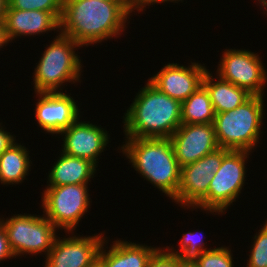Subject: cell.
I'll list each match as a JSON object with an SVG mask.
<instances>
[{
    "label": "cell",
    "instance_id": "13",
    "mask_svg": "<svg viewBox=\"0 0 267 267\" xmlns=\"http://www.w3.org/2000/svg\"><path fill=\"white\" fill-rule=\"evenodd\" d=\"M207 70L206 66L196 61H191L187 67L169 62L147 81L182 103L202 85Z\"/></svg>",
    "mask_w": 267,
    "mask_h": 267
},
{
    "label": "cell",
    "instance_id": "34",
    "mask_svg": "<svg viewBox=\"0 0 267 267\" xmlns=\"http://www.w3.org/2000/svg\"><path fill=\"white\" fill-rule=\"evenodd\" d=\"M88 267H104V263L97 257Z\"/></svg>",
    "mask_w": 267,
    "mask_h": 267
},
{
    "label": "cell",
    "instance_id": "26",
    "mask_svg": "<svg viewBox=\"0 0 267 267\" xmlns=\"http://www.w3.org/2000/svg\"><path fill=\"white\" fill-rule=\"evenodd\" d=\"M180 257L160 247L149 260L147 267H179Z\"/></svg>",
    "mask_w": 267,
    "mask_h": 267
},
{
    "label": "cell",
    "instance_id": "4",
    "mask_svg": "<svg viewBox=\"0 0 267 267\" xmlns=\"http://www.w3.org/2000/svg\"><path fill=\"white\" fill-rule=\"evenodd\" d=\"M57 34L51 44H46V50L36 63L33 73L35 93L61 92L68 82L81 83L83 64L76 50L82 46L60 32Z\"/></svg>",
    "mask_w": 267,
    "mask_h": 267
},
{
    "label": "cell",
    "instance_id": "28",
    "mask_svg": "<svg viewBox=\"0 0 267 267\" xmlns=\"http://www.w3.org/2000/svg\"><path fill=\"white\" fill-rule=\"evenodd\" d=\"M5 129L6 127L4 128L0 123V155L17 141L15 138L16 136Z\"/></svg>",
    "mask_w": 267,
    "mask_h": 267
},
{
    "label": "cell",
    "instance_id": "31",
    "mask_svg": "<svg viewBox=\"0 0 267 267\" xmlns=\"http://www.w3.org/2000/svg\"><path fill=\"white\" fill-rule=\"evenodd\" d=\"M8 8V0H0V22H4Z\"/></svg>",
    "mask_w": 267,
    "mask_h": 267
},
{
    "label": "cell",
    "instance_id": "9",
    "mask_svg": "<svg viewBox=\"0 0 267 267\" xmlns=\"http://www.w3.org/2000/svg\"><path fill=\"white\" fill-rule=\"evenodd\" d=\"M216 73L223 80L246 89L252 95H264L267 71L262 57L250 50L225 49ZM255 53V54H254Z\"/></svg>",
    "mask_w": 267,
    "mask_h": 267
},
{
    "label": "cell",
    "instance_id": "3",
    "mask_svg": "<svg viewBox=\"0 0 267 267\" xmlns=\"http://www.w3.org/2000/svg\"><path fill=\"white\" fill-rule=\"evenodd\" d=\"M125 140L120 152L129 159L135 171L173 200L180 185L181 167L175 157L171 139L126 138Z\"/></svg>",
    "mask_w": 267,
    "mask_h": 267
},
{
    "label": "cell",
    "instance_id": "18",
    "mask_svg": "<svg viewBox=\"0 0 267 267\" xmlns=\"http://www.w3.org/2000/svg\"><path fill=\"white\" fill-rule=\"evenodd\" d=\"M48 172L47 186L89 184L97 172V166L88 159L67 155L63 152ZM89 181V182H88Z\"/></svg>",
    "mask_w": 267,
    "mask_h": 267
},
{
    "label": "cell",
    "instance_id": "23",
    "mask_svg": "<svg viewBox=\"0 0 267 267\" xmlns=\"http://www.w3.org/2000/svg\"><path fill=\"white\" fill-rule=\"evenodd\" d=\"M232 250L224 245L204 251L194 262L198 267H234Z\"/></svg>",
    "mask_w": 267,
    "mask_h": 267
},
{
    "label": "cell",
    "instance_id": "22",
    "mask_svg": "<svg viewBox=\"0 0 267 267\" xmlns=\"http://www.w3.org/2000/svg\"><path fill=\"white\" fill-rule=\"evenodd\" d=\"M203 234V232H198V230L193 232L188 231L180 238L178 250L174 247L170 249V245L166 246V249L171 254L179 256L182 261H195L204 251L211 250V248L205 246L206 243L203 240Z\"/></svg>",
    "mask_w": 267,
    "mask_h": 267
},
{
    "label": "cell",
    "instance_id": "17",
    "mask_svg": "<svg viewBox=\"0 0 267 267\" xmlns=\"http://www.w3.org/2000/svg\"><path fill=\"white\" fill-rule=\"evenodd\" d=\"M107 241L105 238L98 253L104 267H147L152 255L160 248L120 239L108 247Z\"/></svg>",
    "mask_w": 267,
    "mask_h": 267
},
{
    "label": "cell",
    "instance_id": "30",
    "mask_svg": "<svg viewBox=\"0 0 267 267\" xmlns=\"http://www.w3.org/2000/svg\"><path fill=\"white\" fill-rule=\"evenodd\" d=\"M8 43L9 41L6 37L4 22H0V50H2V47L7 46Z\"/></svg>",
    "mask_w": 267,
    "mask_h": 267
},
{
    "label": "cell",
    "instance_id": "1",
    "mask_svg": "<svg viewBox=\"0 0 267 267\" xmlns=\"http://www.w3.org/2000/svg\"><path fill=\"white\" fill-rule=\"evenodd\" d=\"M132 12L123 0H63L60 33L82 47L93 46L121 36Z\"/></svg>",
    "mask_w": 267,
    "mask_h": 267
},
{
    "label": "cell",
    "instance_id": "7",
    "mask_svg": "<svg viewBox=\"0 0 267 267\" xmlns=\"http://www.w3.org/2000/svg\"><path fill=\"white\" fill-rule=\"evenodd\" d=\"M4 227L10 249L15 258L28 254H48L58 235L57 228L44 214H14L4 219L0 218Z\"/></svg>",
    "mask_w": 267,
    "mask_h": 267
},
{
    "label": "cell",
    "instance_id": "33",
    "mask_svg": "<svg viewBox=\"0 0 267 267\" xmlns=\"http://www.w3.org/2000/svg\"><path fill=\"white\" fill-rule=\"evenodd\" d=\"M179 267H198L194 261H182L180 259V266Z\"/></svg>",
    "mask_w": 267,
    "mask_h": 267
},
{
    "label": "cell",
    "instance_id": "11",
    "mask_svg": "<svg viewBox=\"0 0 267 267\" xmlns=\"http://www.w3.org/2000/svg\"><path fill=\"white\" fill-rule=\"evenodd\" d=\"M66 233L72 234L62 239L57 236L45 255L44 267H88L98 257L105 232L94 236H77L74 231Z\"/></svg>",
    "mask_w": 267,
    "mask_h": 267
},
{
    "label": "cell",
    "instance_id": "19",
    "mask_svg": "<svg viewBox=\"0 0 267 267\" xmlns=\"http://www.w3.org/2000/svg\"><path fill=\"white\" fill-rule=\"evenodd\" d=\"M212 75L208 69L202 85L208 91L215 114L234 110L252 96L246 89L223 80L220 76L217 77V73V80Z\"/></svg>",
    "mask_w": 267,
    "mask_h": 267
},
{
    "label": "cell",
    "instance_id": "12",
    "mask_svg": "<svg viewBox=\"0 0 267 267\" xmlns=\"http://www.w3.org/2000/svg\"><path fill=\"white\" fill-rule=\"evenodd\" d=\"M35 118L46 133L60 134L81 116L77 101L64 92L35 93Z\"/></svg>",
    "mask_w": 267,
    "mask_h": 267
},
{
    "label": "cell",
    "instance_id": "15",
    "mask_svg": "<svg viewBox=\"0 0 267 267\" xmlns=\"http://www.w3.org/2000/svg\"><path fill=\"white\" fill-rule=\"evenodd\" d=\"M170 139L180 167L219 148L213 123L182 124Z\"/></svg>",
    "mask_w": 267,
    "mask_h": 267
},
{
    "label": "cell",
    "instance_id": "5",
    "mask_svg": "<svg viewBox=\"0 0 267 267\" xmlns=\"http://www.w3.org/2000/svg\"><path fill=\"white\" fill-rule=\"evenodd\" d=\"M264 96L252 95L234 110L218 113L213 122L219 147L252 151L260 141Z\"/></svg>",
    "mask_w": 267,
    "mask_h": 267
},
{
    "label": "cell",
    "instance_id": "6",
    "mask_svg": "<svg viewBox=\"0 0 267 267\" xmlns=\"http://www.w3.org/2000/svg\"><path fill=\"white\" fill-rule=\"evenodd\" d=\"M250 151L230 150L222 159L220 168L214 173L207 197L196 207L212 215L225 214L226 210L239 199L245 185L247 159ZM246 162V163H245ZM216 213V214H215Z\"/></svg>",
    "mask_w": 267,
    "mask_h": 267
},
{
    "label": "cell",
    "instance_id": "14",
    "mask_svg": "<svg viewBox=\"0 0 267 267\" xmlns=\"http://www.w3.org/2000/svg\"><path fill=\"white\" fill-rule=\"evenodd\" d=\"M109 133L104 128L97 126L80 118L68 129L60 133L63 137L62 152L90 160L97 167L100 154L104 152L110 142Z\"/></svg>",
    "mask_w": 267,
    "mask_h": 267
},
{
    "label": "cell",
    "instance_id": "16",
    "mask_svg": "<svg viewBox=\"0 0 267 267\" xmlns=\"http://www.w3.org/2000/svg\"><path fill=\"white\" fill-rule=\"evenodd\" d=\"M4 26L10 43L19 36H38L55 30L60 32V20L53 13L41 10L7 9Z\"/></svg>",
    "mask_w": 267,
    "mask_h": 267
},
{
    "label": "cell",
    "instance_id": "25",
    "mask_svg": "<svg viewBox=\"0 0 267 267\" xmlns=\"http://www.w3.org/2000/svg\"><path fill=\"white\" fill-rule=\"evenodd\" d=\"M62 6L63 0H8L7 9L47 11L53 13L60 20Z\"/></svg>",
    "mask_w": 267,
    "mask_h": 267
},
{
    "label": "cell",
    "instance_id": "35",
    "mask_svg": "<svg viewBox=\"0 0 267 267\" xmlns=\"http://www.w3.org/2000/svg\"><path fill=\"white\" fill-rule=\"evenodd\" d=\"M261 5V9L264 11V14L267 16V0H257Z\"/></svg>",
    "mask_w": 267,
    "mask_h": 267
},
{
    "label": "cell",
    "instance_id": "29",
    "mask_svg": "<svg viewBox=\"0 0 267 267\" xmlns=\"http://www.w3.org/2000/svg\"><path fill=\"white\" fill-rule=\"evenodd\" d=\"M180 1L182 2V0H142L141 7L137 10V13L139 14L140 12L145 10L144 8H146L147 5L150 6V5H153V4H157V3L159 4V3H165V2L166 3H168V2L178 3Z\"/></svg>",
    "mask_w": 267,
    "mask_h": 267
},
{
    "label": "cell",
    "instance_id": "2",
    "mask_svg": "<svg viewBox=\"0 0 267 267\" xmlns=\"http://www.w3.org/2000/svg\"><path fill=\"white\" fill-rule=\"evenodd\" d=\"M145 84L124 113L125 138H170L182 125V103Z\"/></svg>",
    "mask_w": 267,
    "mask_h": 267
},
{
    "label": "cell",
    "instance_id": "27",
    "mask_svg": "<svg viewBox=\"0 0 267 267\" xmlns=\"http://www.w3.org/2000/svg\"><path fill=\"white\" fill-rule=\"evenodd\" d=\"M15 258L12 250L10 249L7 233L0 223V263L1 261H5L7 259Z\"/></svg>",
    "mask_w": 267,
    "mask_h": 267
},
{
    "label": "cell",
    "instance_id": "20",
    "mask_svg": "<svg viewBox=\"0 0 267 267\" xmlns=\"http://www.w3.org/2000/svg\"><path fill=\"white\" fill-rule=\"evenodd\" d=\"M29 152L24 144L16 141L0 155L1 185H18L27 179L32 164Z\"/></svg>",
    "mask_w": 267,
    "mask_h": 267
},
{
    "label": "cell",
    "instance_id": "10",
    "mask_svg": "<svg viewBox=\"0 0 267 267\" xmlns=\"http://www.w3.org/2000/svg\"><path fill=\"white\" fill-rule=\"evenodd\" d=\"M229 151L219 147L196 162L182 166L179 189L172 202L184 207L183 209H196L207 197L214 173L219 170L223 157Z\"/></svg>",
    "mask_w": 267,
    "mask_h": 267
},
{
    "label": "cell",
    "instance_id": "32",
    "mask_svg": "<svg viewBox=\"0 0 267 267\" xmlns=\"http://www.w3.org/2000/svg\"><path fill=\"white\" fill-rule=\"evenodd\" d=\"M127 5H129L134 11L141 7L142 0H123Z\"/></svg>",
    "mask_w": 267,
    "mask_h": 267
},
{
    "label": "cell",
    "instance_id": "24",
    "mask_svg": "<svg viewBox=\"0 0 267 267\" xmlns=\"http://www.w3.org/2000/svg\"><path fill=\"white\" fill-rule=\"evenodd\" d=\"M258 230L250 247L251 251L246 267H267V220Z\"/></svg>",
    "mask_w": 267,
    "mask_h": 267
},
{
    "label": "cell",
    "instance_id": "21",
    "mask_svg": "<svg viewBox=\"0 0 267 267\" xmlns=\"http://www.w3.org/2000/svg\"><path fill=\"white\" fill-rule=\"evenodd\" d=\"M215 115L208 91L203 85L182 102V124L213 123Z\"/></svg>",
    "mask_w": 267,
    "mask_h": 267
},
{
    "label": "cell",
    "instance_id": "8",
    "mask_svg": "<svg viewBox=\"0 0 267 267\" xmlns=\"http://www.w3.org/2000/svg\"><path fill=\"white\" fill-rule=\"evenodd\" d=\"M42 192L44 216L64 232L76 230L81 218L90 208L88 184L45 186Z\"/></svg>",
    "mask_w": 267,
    "mask_h": 267
}]
</instances>
